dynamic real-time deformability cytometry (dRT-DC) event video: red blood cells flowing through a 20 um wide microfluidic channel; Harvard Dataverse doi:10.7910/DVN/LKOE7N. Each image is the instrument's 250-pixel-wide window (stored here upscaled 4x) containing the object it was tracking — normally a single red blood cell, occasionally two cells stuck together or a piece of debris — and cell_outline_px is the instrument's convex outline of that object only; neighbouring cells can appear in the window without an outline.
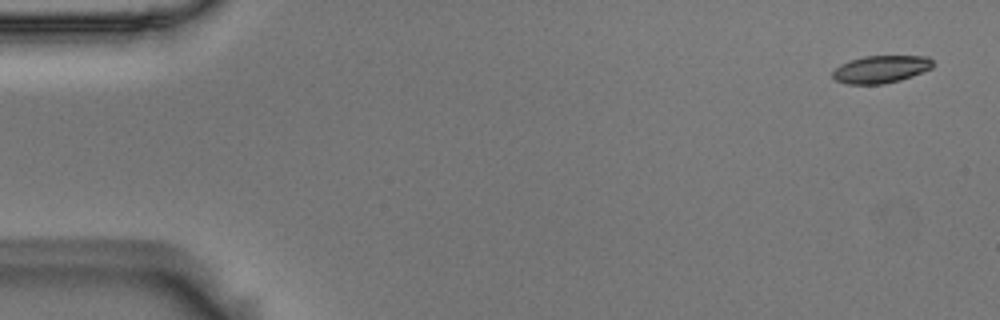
{"species": "Egyptian fruit bat (a non-hibernating species)", "species_latin": "Rousettus aegyptiacus", "temperature_condition": "room temperature", "stored_images_in_passage": 5, "camera_frame_rate_fps": 3000, "um_per_image_px": 0.085, "animal": {"sex": "male"}, "frame": {"image": 1, "passage_image": 1, "time_ms": 0.0, "image_size_px": [1000, 320], "cell_outline_px": [[932, 68], [912, 76], [900, 80], [884, 84], [848, 84], [836, 80], [832, 76], [832, 72], [840, 64], [848, 60], [864, 56], [928, 56], [932, 60]], "centroid_in_image_um": [74.85, 5.88], "position_along_channel_um": 10.1, "area_um2": 16.07}}
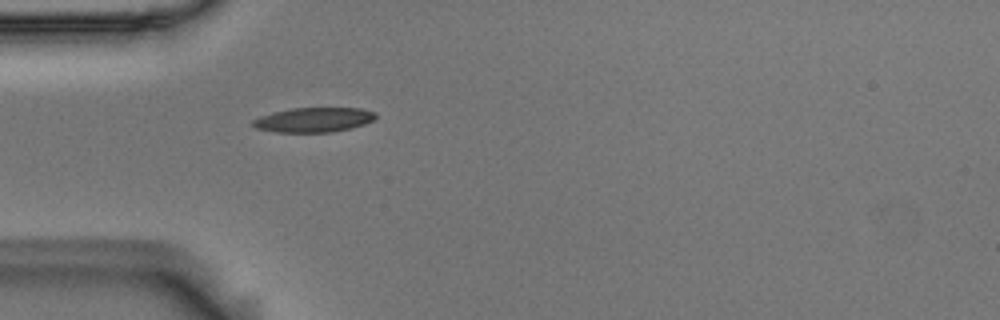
{"frame": {"image": 2, "passage_image": 5, "time_ms": 1.333, "image_size_px": [1000, 320], "cell_outline_px": [[376, 116], [372, 120], [364, 124], [332, 132], [276, 132], [256, 128], [252, 124], [252, 120], [260, 116], [272, 112], [292, 108], [360, 108], [376, 112]], "centroid_in_image_um": [26.64, 10.18], "position_along_channel_um": 58.4, "area_um2": 17.51}}